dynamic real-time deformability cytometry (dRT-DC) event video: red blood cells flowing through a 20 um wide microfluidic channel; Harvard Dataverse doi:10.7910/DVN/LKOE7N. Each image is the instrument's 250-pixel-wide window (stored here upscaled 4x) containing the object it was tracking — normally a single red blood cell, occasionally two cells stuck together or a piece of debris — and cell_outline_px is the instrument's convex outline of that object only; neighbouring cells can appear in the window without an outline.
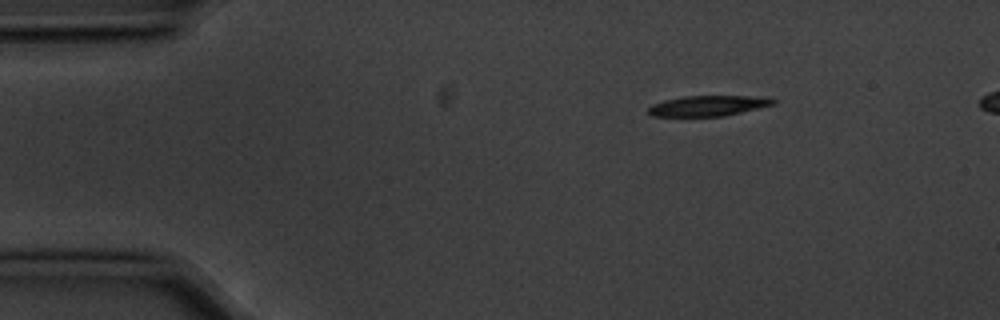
{"species": "common noctule bat (a hibernating species)", "species_latin": "Nyctalus noctula", "temperature_condition": "cold", "stored_images_in_passage": 4, "segment_of_instrument_passage": [1, 2], "camera_frame_rate_fps": 3000, "um_per_image_px": 0.085, "animal": {"sex": "male", "body_mass_g": 20.1, "forearm_length_mm": 53.5}, "frame": {"image": 1, "passage_image": 1, "time_ms": 0.0, "image_size_px": [1000, 320], "cell_outline_px": [[776, 104], [724, 116], [652, 116], [648, 112], [648, 108], [652, 104], [664, 100], [684, 96], [748, 96], [776, 100]], "centroid_in_image_um": [60.14, 8.99], "position_along_channel_um": 24.9, "area_um2": 14.68}}